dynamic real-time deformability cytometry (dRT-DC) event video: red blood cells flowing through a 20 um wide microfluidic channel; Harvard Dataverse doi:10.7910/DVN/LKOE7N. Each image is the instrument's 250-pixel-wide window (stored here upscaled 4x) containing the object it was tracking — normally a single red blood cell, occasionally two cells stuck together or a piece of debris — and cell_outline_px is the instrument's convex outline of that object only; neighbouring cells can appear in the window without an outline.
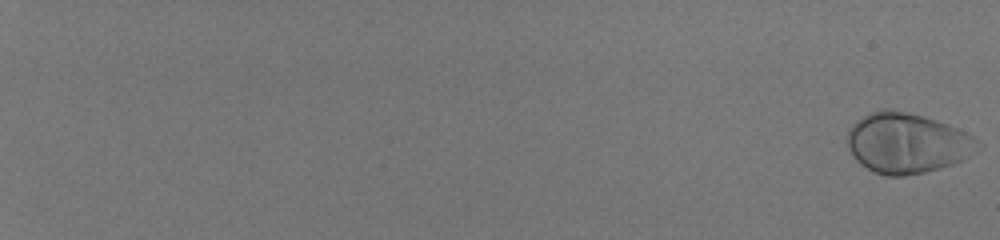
{"species": "human", "species_latin": "Homo sapiens", "temperature_condition": "room temperature", "stored_images_in_passage": 57, "camera_frame_rate_fps": 3000, "um_per_image_px": 0.085, "donor": {"sex": "male"}, "frame": {"image": 1, "passage_image": 1, "time_ms": 0.0, "image_size_px": [1000, 240], "cell_outline_px": [[980, 148], [968, 156], [952, 164], [940, 168], [924, 172], [904, 176], [884, 176], [872, 172], [860, 164], [852, 156], [844, 140], [848, 128], [856, 120], [868, 112], [884, 108], [908, 112], [924, 116], [948, 124], [972, 136], [980, 144]], "centroid_in_image_um": [77.01, 12.16], "position_along_channel_um": 8.0, "area_um2": 46.24}}
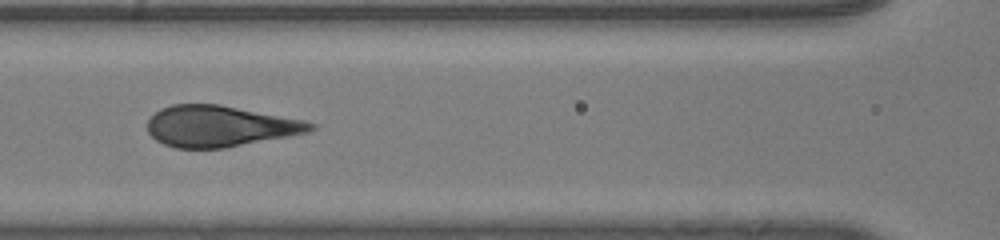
{"frame": {"image": 2, "passage_image": 33, "time_ms": 10.667, "image_size_px": [1000, 240], "cell_outline_px": [[316, 128], [308, 132], [288, 136], [224, 148], [176, 148], [164, 144], [156, 140], [148, 132], [148, 120], [160, 108], [172, 104], [220, 104], [304, 120], [316, 124]], "centroid_in_image_um": [18.68, 10.72], "position_along_channel_um": 147.9, "area_um2": 38.9}}
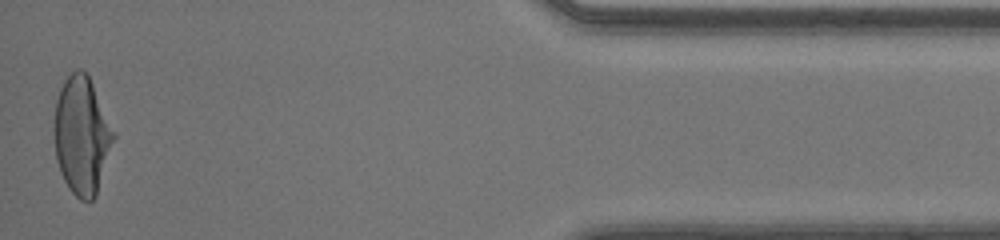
{"frame": {"image": 3, "passage_image": 57, "time_ms": 18.667, "image_size_px": [1000, 240], "cell_outline_px": [[116, 136], [96, 196], [92, 200], [80, 200], [68, 188], [60, 172], [56, 160], [52, 132], [52, 124], [56, 100], [60, 88], [64, 80], [76, 68], [80, 68], [88, 76], [116, 132]], "centroid_in_image_um": [6.93, 11.52], "position_along_channel_um": 428.3, "area_um2": 41.33}}